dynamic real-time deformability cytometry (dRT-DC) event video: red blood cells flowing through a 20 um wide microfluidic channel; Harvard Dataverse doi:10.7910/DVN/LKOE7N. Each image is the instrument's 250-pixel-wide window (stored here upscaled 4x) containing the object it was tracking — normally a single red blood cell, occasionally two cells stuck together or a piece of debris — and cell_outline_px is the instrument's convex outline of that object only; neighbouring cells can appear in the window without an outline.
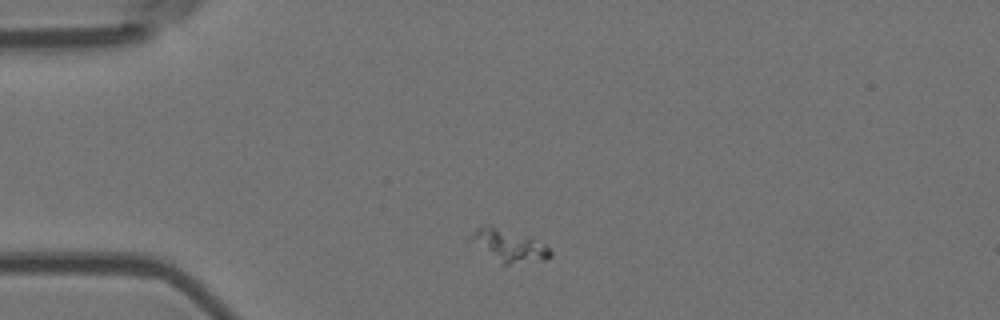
{"species": "Egyptian fruit bat (a non-hibernating species)", "species_latin": "Rousettus aegyptiacus", "temperature_condition": "room temperature", "stored_images_in_passage": 3, "camera_frame_rate_fps": 3000, "um_per_image_px": 0.085, "animal": {"sex": "female"}, "frame": {"image": 1, "passage_image": 1, "time_ms": 0.0, "image_size_px": [1000, 320], "cell_outline_px": [[552, 256], [548, 260], [508, 264], [504, 264], [472, 236], [472, 232], [476, 228], [484, 224], [488, 224], [544, 244], [552, 252]], "centroid_in_image_um": [43.4, 20.88], "position_along_channel_um": 41.6, "area_um2": 13.41}}
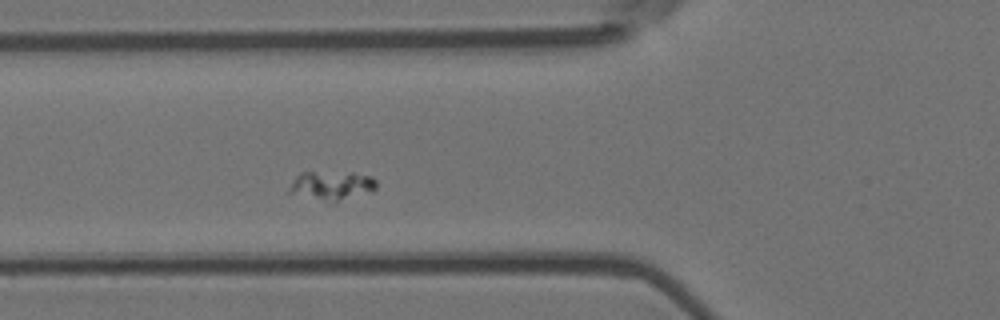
{"frame": {"image": 2, "passage_image": 3, "time_ms": 0.667, "image_size_px": [1000, 320], "cell_outline_px": [[376, 188], [372, 192], [332, 204], [328, 204], [288, 192], [288, 188], [296, 176], [300, 172], [352, 172], [372, 176], [376, 180]], "centroid_in_image_um": [28.21, 15.8], "position_along_channel_um": 97.6, "area_um2": 15.37}}